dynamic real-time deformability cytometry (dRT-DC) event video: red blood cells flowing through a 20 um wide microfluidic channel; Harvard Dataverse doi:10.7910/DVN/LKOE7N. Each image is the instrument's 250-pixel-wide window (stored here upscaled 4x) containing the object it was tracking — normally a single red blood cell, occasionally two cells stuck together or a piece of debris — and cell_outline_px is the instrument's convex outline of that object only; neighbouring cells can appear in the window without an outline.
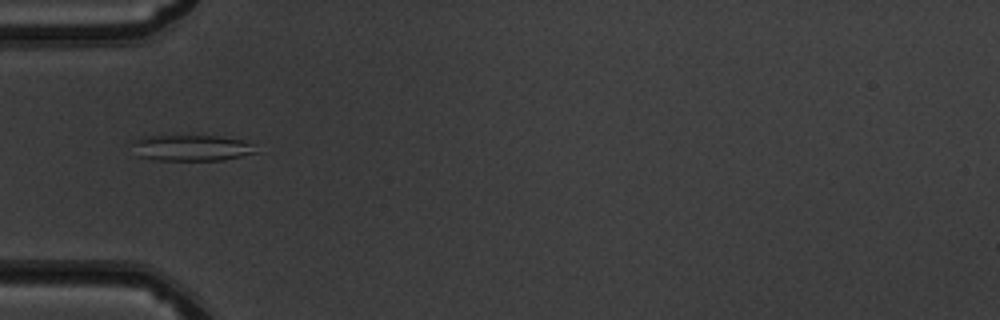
{"species": "common noctule bat (a hibernating species)", "species_latin": "Nyctalus noctula", "temperature_condition": "warm", "stored_images_in_passage": 34, "camera_frame_rate_fps": 3000, "um_per_image_px": 0.085, "animal": {"sex": "male", "body_mass_g": 19.5, "forearm_length_mm": 54.6}, "frame": {"image": 1, "passage_image": 1, "time_ms": 0.0, "image_size_px": [1000, 320], "cell_outline_px": [[256, 152], [224, 160], [156, 160], [136, 156], [128, 144], [144, 136], [216, 136], [244, 140], [252, 144]], "centroid_in_image_um": [16.18, 12.57], "position_along_channel_um": 68.8, "area_um2": 18.84}}
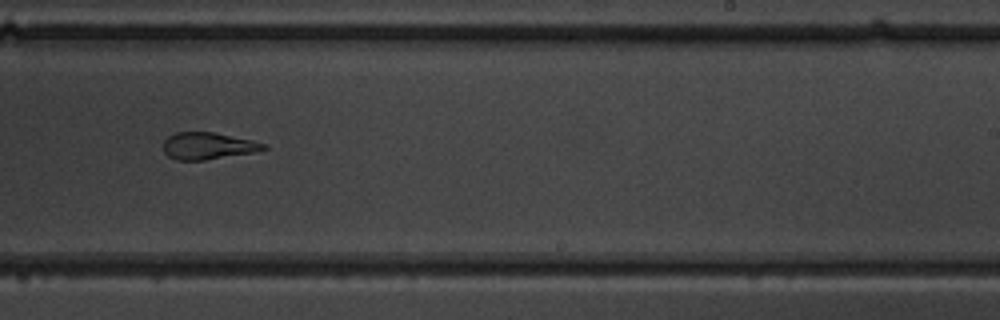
{"frame": {"image": 2, "passage_image": 16, "time_ms": 5.0, "image_size_px": [1000, 320], "cell_outline_px": [[268, 148], [252, 152], [204, 160], [176, 160], [168, 156], [164, 152], [164, 140], [168, 136], [176, 132], [212, 132], [252, 140], [268, 144]], "centroid_in_image_um": [17.66, 12.4], "position_along_channel_um": 271.3, "area_um2": 15.61}}
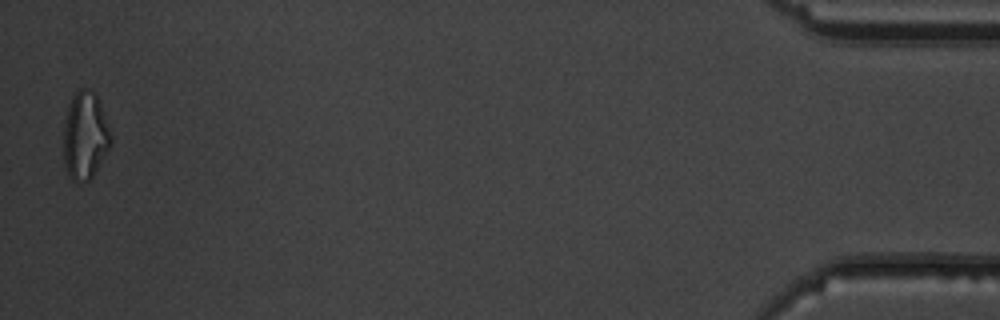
{"frame": {"image": 3, "passage_image": 34, "time_ms": 11.0, "image_size_px": [1000, 320], "cell_outline_px": [[112, 140], [108, 148], [92, 176], [88, 180], [72, 180], [68, 176], [64, 164], [64, 120], [68, 104], [72, 96], [80, 88], [88, 88], [96, 92], [112, 128]], "centroid_in_image_um": [7.25, 11.45], "position_along_channel_um": 428.0, "area_um2": 24.45}, "authors_computed_cell_mechanics": {"area_um2": 16.5886, "velocity_mm_per_s": 4.0621, "shape_relaxation_time_tau1_ms": null, "shape_relaxation_time_tau2_ms": 1.8075, "deformation_change_tau1": null, "deformation_change_tau2": 0.1003}}